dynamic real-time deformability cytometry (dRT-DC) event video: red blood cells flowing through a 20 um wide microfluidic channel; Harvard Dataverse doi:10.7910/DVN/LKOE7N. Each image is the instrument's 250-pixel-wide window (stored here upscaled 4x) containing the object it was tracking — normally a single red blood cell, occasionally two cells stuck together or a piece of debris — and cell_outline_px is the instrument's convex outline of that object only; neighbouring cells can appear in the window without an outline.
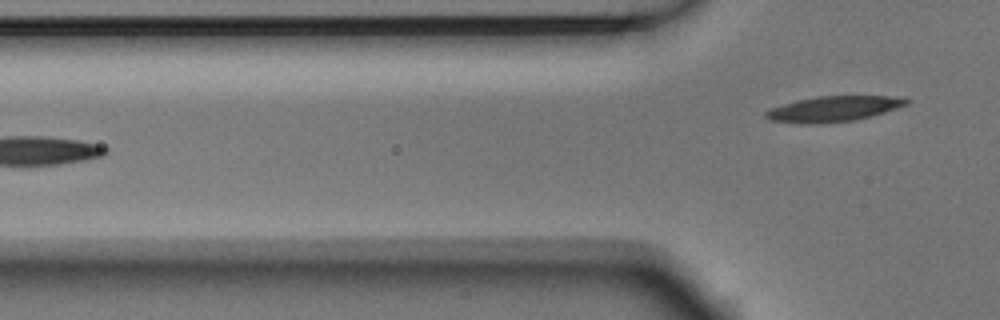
{"species": "Egyptian fruit bat (a non-hibernating species)", "species_latin": "Rousettus aegyptiacus", "temperature_condition": "room temperature", "stored_images_in_passage": 4, "camera_frame_rate_fps": 3000, "um_per_image_px": 0.085, "animal": {"sex": "male"}, "frame": {"image": 1, "passage_image": 4, "time_ms": 1.0, "image_size_px": [1000, 320], "cell_outline_px": [[912, 100], [908, 104], [872, 116], [852, 120], [816, 124], [800, 124], [768, 120], [764, 116], [764, 112], [772, 108], [784, 104], [816, 96], [904, 96]], "centroid_in_image_um": [70.88, 9.25], "position_along_channel_um": 54.9, "area_um2": 20.92}}